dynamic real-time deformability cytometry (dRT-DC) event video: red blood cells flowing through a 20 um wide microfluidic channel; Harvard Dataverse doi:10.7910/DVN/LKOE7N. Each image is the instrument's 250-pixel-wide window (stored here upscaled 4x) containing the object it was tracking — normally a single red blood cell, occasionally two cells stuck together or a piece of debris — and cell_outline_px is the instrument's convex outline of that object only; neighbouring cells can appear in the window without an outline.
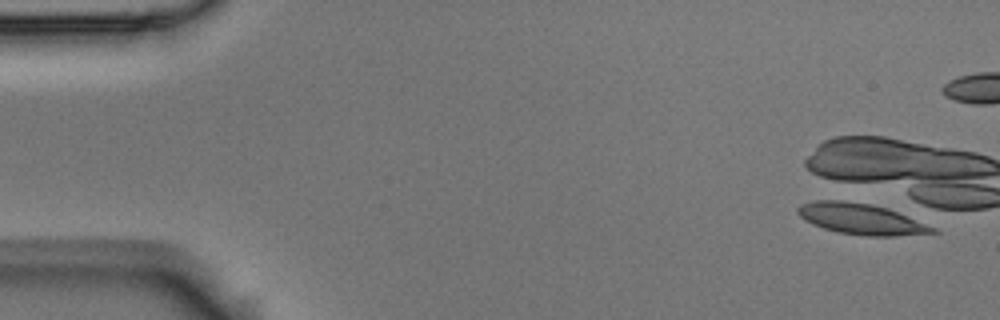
{"species": "Egyptian fruit bat (a non-hibernating species)", "species_latin": "Rousettus aegyptiacus", "temperature_condition": "room temperature", "stored_images_in_passage": 5, "segment_of_instrument_passage": [2, 2], "camera_frame_rate_fps": 3000, "um_per_image_px": 0.085, "animal": {"sex": "male"}, "frame": {"image": 1, "passage_image": 5, "time_ms": 1.333, "image_size_px": [1000, 320], "cell_outline_px": [[940, 232], [892, 236], [864, 236], [840, 232], [824, 228], [812, 224], [804, 220], [796, 212], [796, 208], [800, 204], [816, 200], [836, 196], [872, 204], [888, 208], [936, 228]], "centroid_in_image_um": [73.11, 18.55], "position_along_channel_um": 11.9, "area_um2": 24.97}}